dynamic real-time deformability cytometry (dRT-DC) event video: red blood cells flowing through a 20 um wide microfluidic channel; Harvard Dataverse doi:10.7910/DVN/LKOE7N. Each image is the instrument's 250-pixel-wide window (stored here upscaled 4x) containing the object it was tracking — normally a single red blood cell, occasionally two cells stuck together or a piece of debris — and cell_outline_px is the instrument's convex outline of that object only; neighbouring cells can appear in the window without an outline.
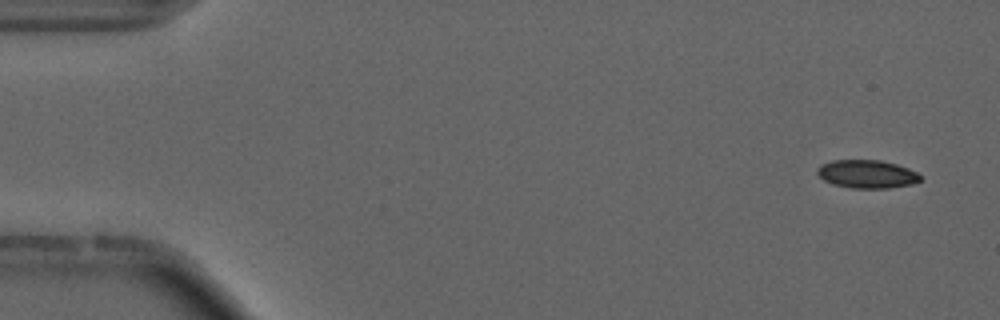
{"species": "common noctule bat (a hibernating species)", "species_latin": "Nyctalus noctula", "temperature_condition": "cold", "stored_images_in_passage": 55, "camera_frame_rate_fps": 3000, "um_per_image_px": 0.085, "animal": {"sex": "male", "forearm_length_mm": 52.5}, "frame": {"image": 1, "passage_image": 3, "time_ms": 0.667, "image_size_px": [1000, 320], "cell_outline_px": [[924, 180], [912, 184], [888, 188], [852, 188], [832, 184], [824, 180], [816, 172], [816, 168], [820, 164], [832, 160], [880, 160], [896, 164], [908, 168], [924, 176]], "centroid_in_image_um": [73.71, 14.79], "position_along_channel_um": 11.3, "area_um2": 17.17}}
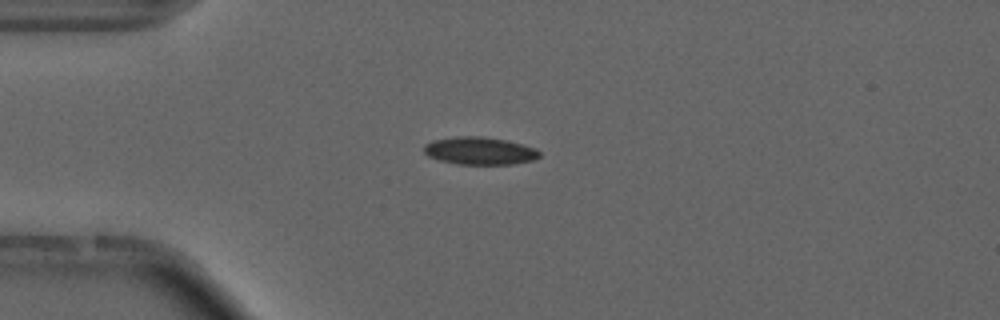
{"frame": {"image": 2, "passage_image": 14, "time_ms": 4.333, "image_size_px": [1000, 320], "cell_outline_px": [[540, 156], [532, 160], [512, 164], [456, 164], [440, 160], [428, 156], [424, 152], [424, 144], [432, 140], [456, 136], [480, 136], [508, 140], [536, 148], [540, 152]], "centroid_in_image_um": [40.76, 12.81], "position_along_channel_um": 44.2, "area_um2": 18.67}, "authors_computed_cell_mechanics": {"area_um2": 17.34, "velocity_mm_per_s": 3.7212, "shape_relaxation_time_tau1_ms": 6.0359, "shape_relaxation_time_tau2_ms": 7.1596, "deformation_change_tau1": 0.1334, "deformation_change_tau2": 0.1528}}